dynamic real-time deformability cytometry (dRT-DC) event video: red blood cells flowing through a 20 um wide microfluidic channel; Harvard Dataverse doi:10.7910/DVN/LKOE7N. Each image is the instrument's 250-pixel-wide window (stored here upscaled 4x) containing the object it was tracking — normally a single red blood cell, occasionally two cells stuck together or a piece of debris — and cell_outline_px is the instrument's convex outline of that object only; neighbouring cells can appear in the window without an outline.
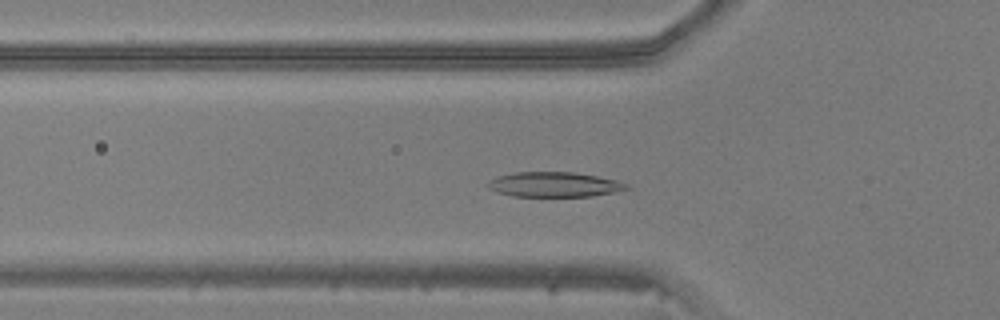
{"species": "common noctule bat (a hibernating species)", "species_latin": "Nyctalus noctula", "temperature_condition": "warm", "stored_images_in_passage": 47, "camera_frame_rate_fps": 3000, "um_per_image_px": 0.085, "animal": {"sex": "male", "body_mass_g": 20.5, "forearm_length_mm": 52.5}, "frame": {"image": 1, "passage_image": 15, "time_ms": 4.667, "image_size_px": [1000, 320], "cell_outline_px": [[632, 188], [616, 192], [592, 196], [512, 196], [496, 192], [488, 188], [484, 184], [488, 180], [496, 176], [516, 172], [572, 172], [596, 176], [616, 180], [628, 184]], "centroid_in_image_um": [47.08, 15.68], "position_along_channel_um": 78.7, "area_um2": 20.35}}
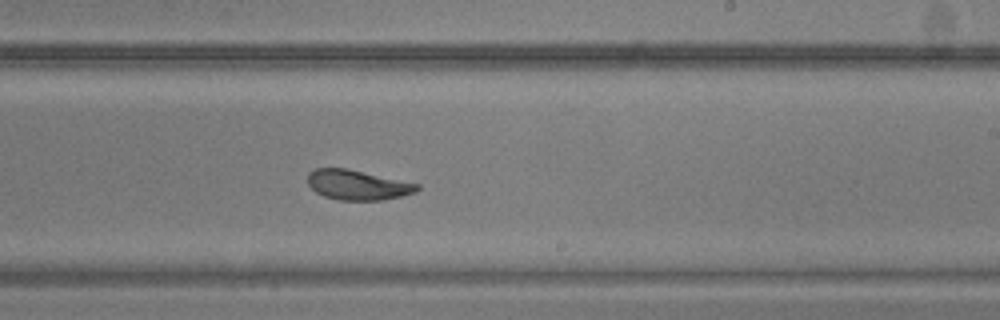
{"frame": {"image": 2, "passage_image": 28, "time_ms": 9.0, "image_size_px": [1000, 320], "cell_outline_px": [[420, 188], [416, 192], [384, 200], [340, 200], [324, 196], [316, 192], [308, 184], [308, 172], [316, 168], [348, 168], [420, 184]], "centroid_in_image_um": [30.4, 15.71], "position_along_channel_um": 258.6, "area_um2": 19.13}}
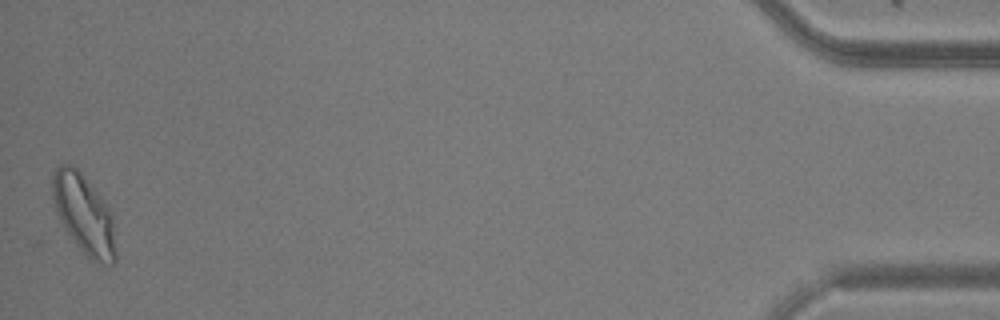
{"frame": {"image": 3, "passage_image": 47, "time_ms": 15.333, "image_size_px": [1000, 320], "cell_outline_px": [[116, 260], [112, 268], [96, 264], [76, 244], [60, 220], [52, 196], [52, 172], [60, 164], [72, 164], [80, 172], [104, 200], [112, 212], [116, 252]], "centroid_in_image_um": [7.17, 18.25], "position_along_channel_um": 428.0, "area_um2": 29.42}}